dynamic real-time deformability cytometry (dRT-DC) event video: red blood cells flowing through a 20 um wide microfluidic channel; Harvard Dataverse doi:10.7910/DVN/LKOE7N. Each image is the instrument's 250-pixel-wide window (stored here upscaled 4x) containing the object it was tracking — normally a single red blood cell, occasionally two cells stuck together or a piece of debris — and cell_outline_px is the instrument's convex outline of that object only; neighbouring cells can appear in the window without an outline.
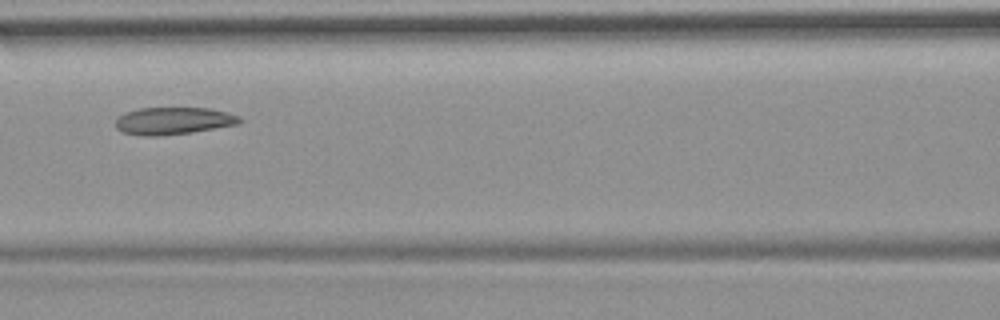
{"species": "common noctule bat (a hibernating species)", "species_latin": "Nyctalus noctula", "temperature_condition": "room temperature", "stored_images_in_passage": 7, "camera_frame_rate_fps": 3000, "um_per_image_px": 0.085, "animal": {"sex": "female", "body_mass_g": 19.9}, "frame": {"image": 1, "passage_image": 5, "time_ms": 4.667, "image_size_px": [1000, 320], "cell_outline_px": [[244, 120], [240, 124], [192, 132], [160, 136], [144, 136], [120, 132], [116, 128], [116, 120], [124, 112], [140, 108], [208, 108], [228, 112], [240, 116]], "centroid_in_image_um": [14.76, 10.27], "position_along_channel_um": 151.8, "area_um2": 19.94}}
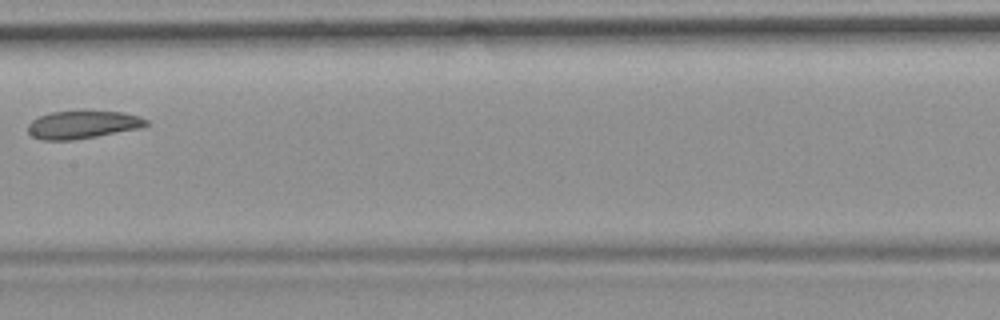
{"frame": {"image": 2, "passage_image": 6, "time_ms": 6.0, "image_size_px": [1000, 320], "cell_outline_px": [[148, 124], [140, 128], [96, 136], [72, 140], [40, 140], [32, 136], [28, 132], [28, 124], [32, 120], [40, 116], [52, 112], [120, 112], [140, 116], [148, 120]], "centroid_in_image_um": [7.01, 10.61], "position_along_channel_um": 200.4, "area_um2": 18.84}}